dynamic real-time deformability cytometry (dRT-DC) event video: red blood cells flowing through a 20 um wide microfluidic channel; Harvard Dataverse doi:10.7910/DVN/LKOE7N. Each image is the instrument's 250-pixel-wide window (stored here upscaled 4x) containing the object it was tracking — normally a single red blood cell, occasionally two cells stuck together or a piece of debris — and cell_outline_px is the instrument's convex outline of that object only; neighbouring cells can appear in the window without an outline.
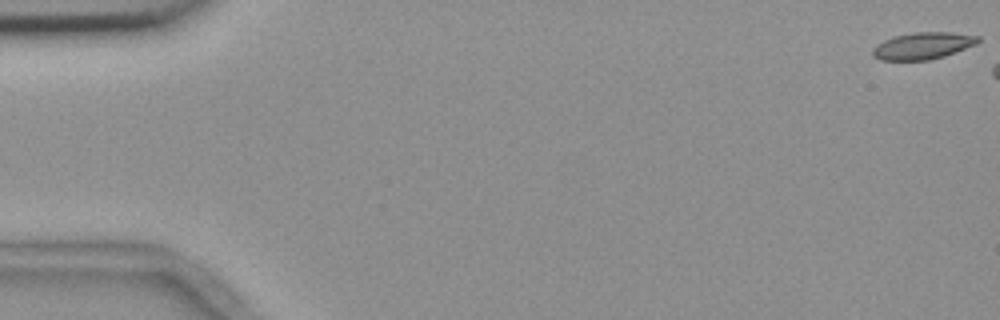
{"species": "common noctule bat (a hibernating species)", "species_latin": "Nyctalus noctula", "temperature_condition": "room temperature", "stored_images_in_passage": 46, "camera_frame_rate_fps": 3000, "um_per_image_px": 0.085, "animal": {"sex": "female", "body_mass_g": 18.4}, "frame": {"image": 1, "passage_image": 1, "time_ms": 0.0, "image_size_px": [1000, 320], "cell_outline_px": [[980, 40], [976, 44], [944, 56], [928, 60], [880, 60], [872, 52], [872, 48], [884, 40], [896, 36], [916, 32], [952, 32], [980, 36]], "centroid_in_image_um": [78.47, 3.88], "position_along_channel_um": 6.5, "area_um2": 16.3}}
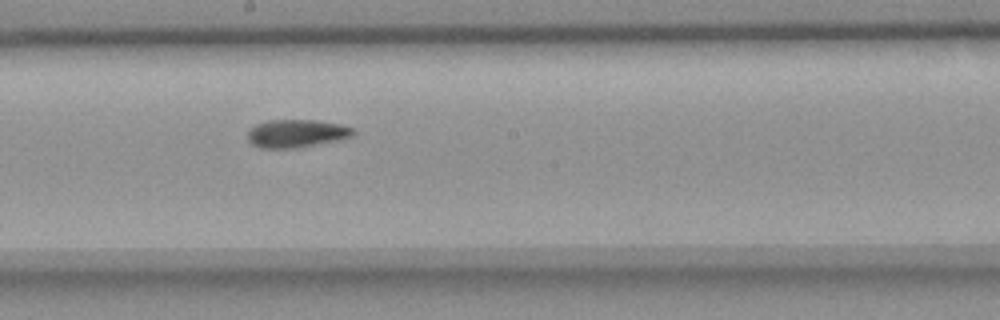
{"frame": {"image": 2, "passage_image": 31, "time_ms": 10.0, "image_size_px": [1000, 320], "cell_outline_px": [[356, 132], [352, 136], [340, 140], [288, 148], [260, 148], [252, 144], [248, 140], [248, 132], [256, 124], [268, 120], [316, 120], [340, 124], [352, 128]], "centroid_in_image_um": [25.2, 11.33], "position_along_channel_um": 223.0, "area_um2": 16.99}}
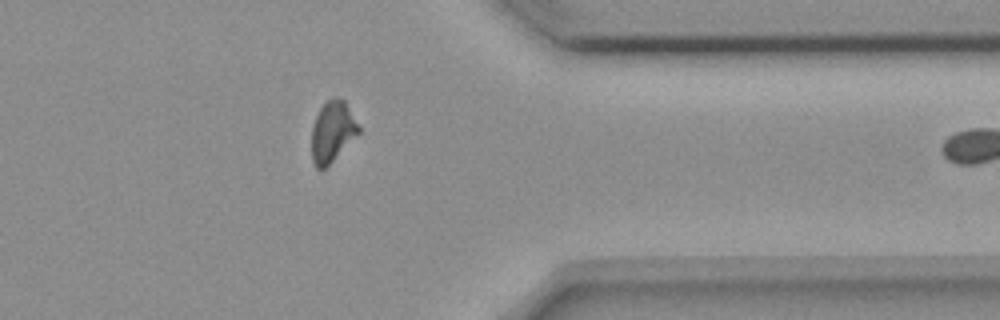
{"frame": {"image": 3, "passage_image": 45, "time_ms": 14.667, "image_size_px": [1000, 320], "cell_outline_px": [[360, 132], [324, 168], [316, 168], [312, 160], [312, 128], [316, 116], [320, 108], [332, 96], [336, 96], [344, 100], [360, 128]], "centroid_in_image_um": [28.24, 11.15], "position_along_channel_um": 383.2, "area_um2": 16.24}}